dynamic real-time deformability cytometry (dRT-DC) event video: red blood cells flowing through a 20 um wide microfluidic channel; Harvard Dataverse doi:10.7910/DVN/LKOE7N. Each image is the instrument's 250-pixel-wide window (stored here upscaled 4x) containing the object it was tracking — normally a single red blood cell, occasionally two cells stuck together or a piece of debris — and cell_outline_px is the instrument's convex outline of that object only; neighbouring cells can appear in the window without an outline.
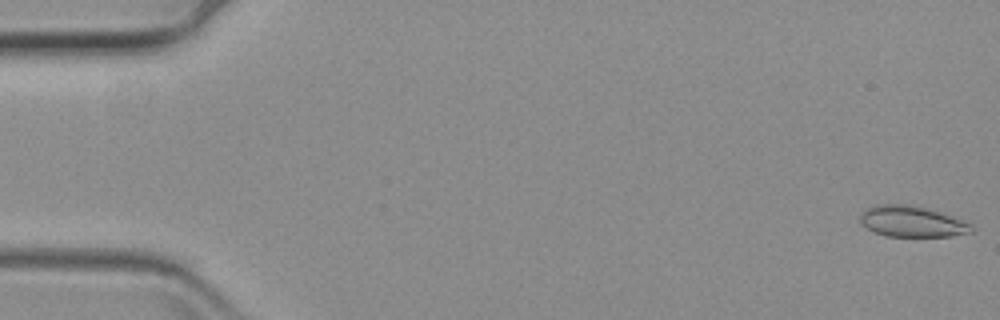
{"species": "common noctule bat (a hibernating species)", "species_latin": "Nyctalus noctula", "temperature_condition": "warm", "stored_images_in_passage": 28, "camera_frame_rate_fps": 3000, "um_per_image_px": 0.085, "animal": {"sex": "female", "body_mass_g": 19.3, "forearm_length_mm": 54.1}, "frame": {"image": 1, "passage_image": 1, "time_ms": 0.0, "image_size_px": [1000, 320], "cell_outline_px": [[976, 232], [952, 236], [884, 236], [860, 224], [860, 212], [864, 208], [872, 204], [912, 204], [940, 212], [972, 224]], "centroid_in_image_um": [77.49, 18.81], "position_along_channel_um": 7.5, "area_um2": 20.4}}
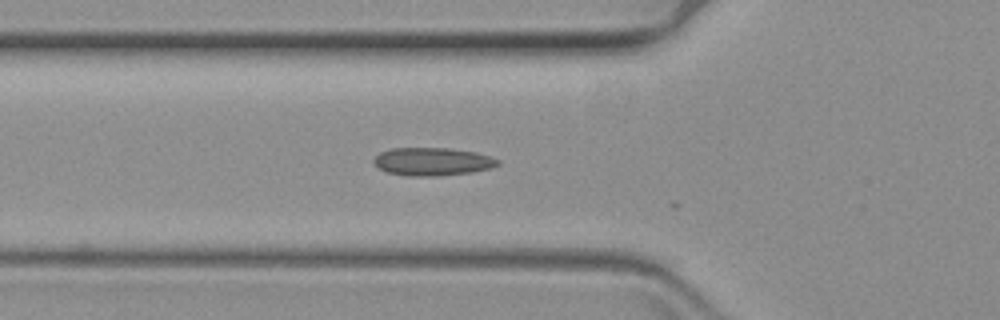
{"frame": {"image": 2, "passage_image": 22, "time_ms": 7.0, "image_size_px": [1000, 320], "cell_outline_px": [[500, 164], [492, 168], [472, 172], [440, 176], [404, 176], [388, 172], [380, 168], [372, 160], [380, 152], [392, 148], [448, 148], [476, 152], [500, 160]], "centroid_in_image_um": [36.78, 13.74], "position_along_channel_um": 89.0, "area_um2": 20.29}}
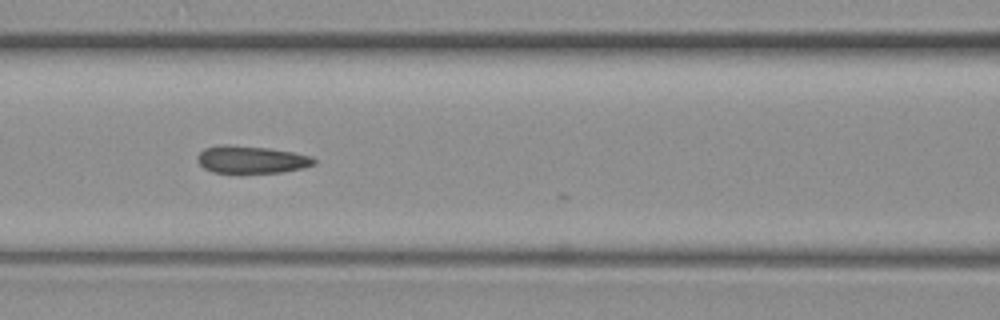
{"frame": {"image": 3, "passage_image": 27, "time_ms": 8.667, "image_size_px": [1000, 320], "cell_outline_px": [[316, 164], [304, 168], [284, 172], [240, 176], [212, 172], [204, 168], [196, 160], [196, 156], [204, 148], [224, 144], [228, 144], [268, 148], [292, 152], [312, 156], [316, 160]], "centroid_in_image_um": [21.34, 13.62], "position_along_channel_um": 145.3, "area_um2": 19.71}}